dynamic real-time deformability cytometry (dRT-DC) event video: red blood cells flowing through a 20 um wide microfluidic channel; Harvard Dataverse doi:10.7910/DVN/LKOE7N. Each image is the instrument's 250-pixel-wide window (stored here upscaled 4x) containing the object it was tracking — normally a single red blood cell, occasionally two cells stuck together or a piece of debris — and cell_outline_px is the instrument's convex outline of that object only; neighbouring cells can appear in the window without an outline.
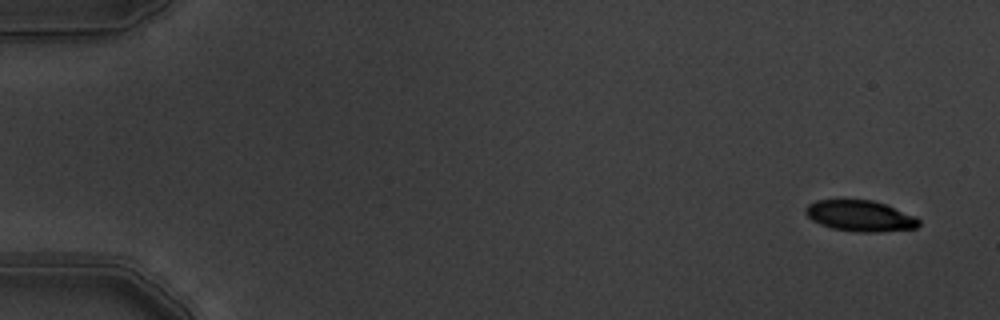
{"species": "common noctule bat (a hibernating species)", "species_latin": "Nyctalus noctula", "temperature_condition": "warm", "stored_images_in_passage": 3, "segment_of_instrument_passage": [2, 2], "camera_frame_rate_fps": 3000, "um_per_image_px": 0.085, "animal": {"sex": "male", "body_mass_g": 19.5, "forearm_length_mm": 54.6}, "frame": {"image": 1, "passage_image": 3, "time_ms": 0.667, "image_size_px": [1000, 320], "cell_outline_px": [[920, 224], [916, 228], [880, 232], [860, 232], [832, 228], [820, 224], [812, 220], [804, 212], [804, 208], [808, 204], [816, 200], [872, 200], [884, 204], [916, 216], [920, 220]], "centroid_in_image_um": [73.11, 18.35], "position_along_channel_um": 11.9, "area_um2": 20.4}}